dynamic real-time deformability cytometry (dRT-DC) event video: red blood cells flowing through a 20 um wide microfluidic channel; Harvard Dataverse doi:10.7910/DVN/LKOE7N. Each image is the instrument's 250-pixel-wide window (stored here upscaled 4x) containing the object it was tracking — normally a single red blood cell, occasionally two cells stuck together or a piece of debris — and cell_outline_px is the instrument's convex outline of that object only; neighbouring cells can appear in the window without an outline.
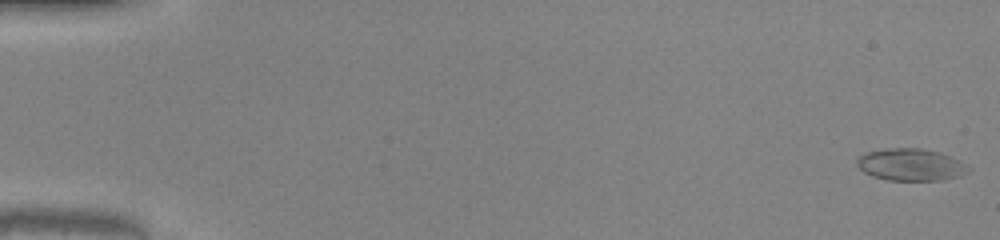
{"species": "common noctule bat (a hibernating species)", "species_latin": "Nyctalus noctula", "temperature_condition": "warm", "stored_images_in_passage": 52, "camera_frame_rate_fps": 3000, "um_per_image_px": 0.085, "animal": {"sex": "male", "body_mass_g": 20.0, "forearm_length_mm": 53.3}, "frame": {"image": 1, "passage_image": 1, "time_ms": 0.0, "image_size_px": [1000, 240], "cell_outline_px": [[972, 168], [968, 172], [960, 176], [944, 180], [888, 180], [872, 176], [864, 172], [856, 164], [856, 160], [864, 152], [884, 148], [920, 148], [940, 152], [952, 156], [968, 164]], "centroid_in_image_um": [77.45, 13.99], "position_along_channel_um": 7.5, "area_um2": 21.21}}
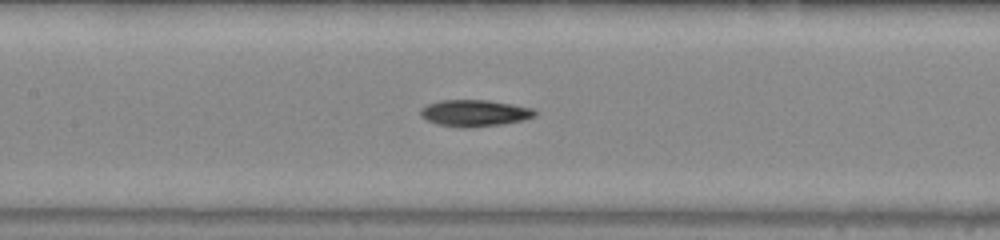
{"frame": {"image": 2, "passage_image": 25, "time_ms": 8.0, "image_size_px": [1000, 240], "cell_outline_px": [[536, 116], [524, 120], [500, 124], [472, 128], [460, 128], [436, 124], [420, 116], [420, 108], [428, 104], [440, 100], [488, 100], [512, 104], [532, 108], [536, 112]], "centroid_in_image_um": [40.32, 9.62], "position_along_channel_um": 167.1, "area_um2": 17.86}}
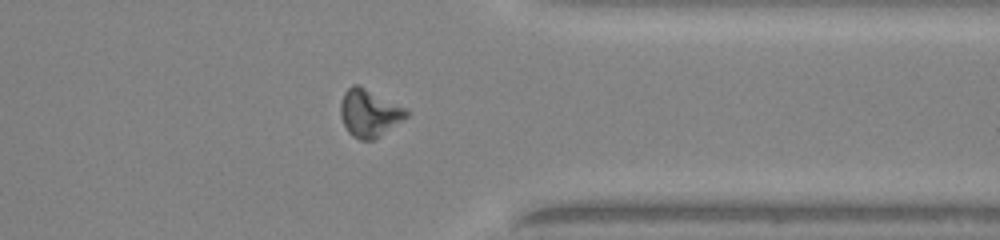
{"frame": {"image": 3, "passage_image": 41, "time_ms": 13.333, "image_size_px": [1000, 240], "cell_outline_px": [[408, 116], [380, 136], [372, 140], [360, 140], [352, 136], [348, 132], [340, 116], [340, 104], [344, 92], [352, 84], [360, 84], [408, 108]], "centroid_in_image_um": [31.39, 9.58], "position_along_channel_um": 380.0, "area_um2": 18.55}, "authors_computed_cell_mechanics": {"area_um2": 18.1203, "velocity_mm_per_s": 4.0899, "shape_relaxation_time_tau1_ms": null, "shape_relaxation_time_tau2_ms": 2.672, "deformation_change_tau1": null, "deformation_change_tau2": 0.1116}}